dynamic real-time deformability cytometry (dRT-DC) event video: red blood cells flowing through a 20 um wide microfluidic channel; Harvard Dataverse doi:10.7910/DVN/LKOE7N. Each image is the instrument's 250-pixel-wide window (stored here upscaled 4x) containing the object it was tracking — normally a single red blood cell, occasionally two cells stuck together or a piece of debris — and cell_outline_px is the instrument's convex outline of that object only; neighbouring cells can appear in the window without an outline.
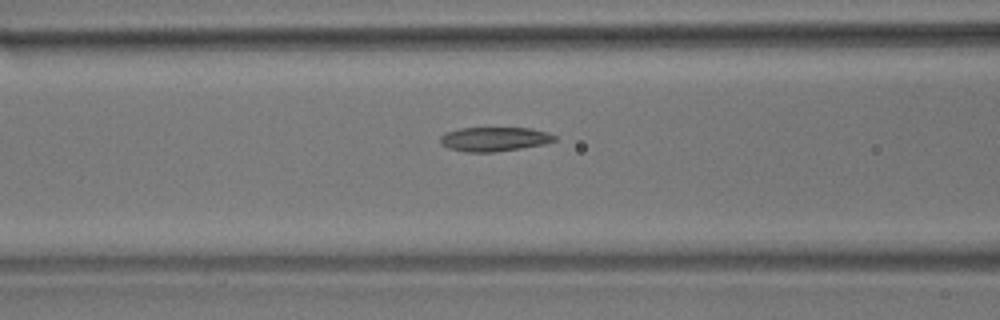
{"species": "common noctule bat (a hibernating species)", "species_latin": "Nyctalus noctula", "temperature_condition": "room temperature", "stored_images_in_passage": 34, "camera_frame_rate_fps": 3000, "um_per_image_px": 0.085, "animal": {"sex": "male", "body_mass_g": 17.9}, "frame": {"image": 1, "passage_image": 8, "time_ms": 2.333, "image_size_px": [1000, 320], "cell_outline_px": [[556, 140], [544, 144], [496, 152], [464, 152], [448, 148], [440, 144], [440, 136], [444, 132], [460, 128], [528, 128], [548, 132], [556, 136]], "centroid_in_image_um": [41.97, 11.82], "position_along_channel_um": 124.6, "area_um2": 16.24}}
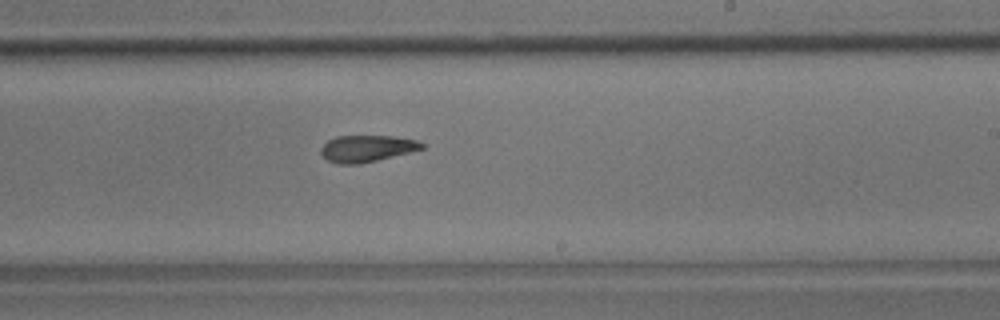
{"frame": {"image": 2, "passage_image": 19, "time_ms": 6.0, "image_size_px": [1000, 320], "cell_outline_px": [[424, 148], [360, 164], [336, 164], [328, 160], [320, 152], [320, 148], [328, 140], [336, 136], [392, 136], [416, 140], [424, 144]], "centroid_in_image_um": [31.14, 12.62], "position_along_channel_um": 257.9, "area_um2": 15.49}}
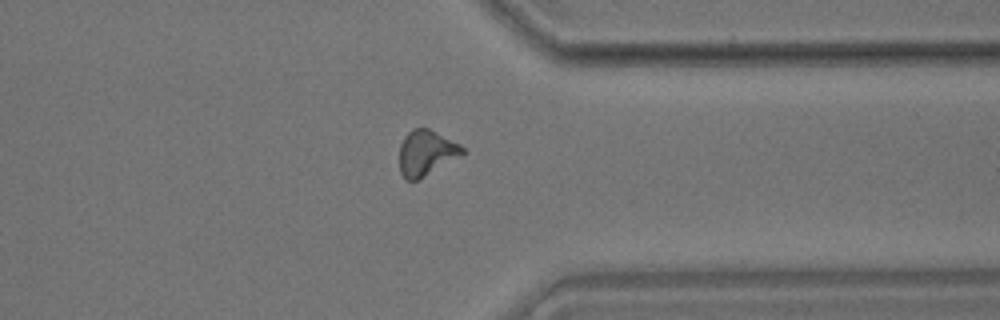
{"frame": {"image": 3, "passage_image": 29, "time_ms": 9.333, "image_size_px": [1000, 320], "cell_outline_px": [[468, 152], [416, 180], [408, 180], [400, 172], [400, 144], [404, 136], [412, 128], [428, 128], [460, 144]], "centroid_in_image_um": [36.24, 12.96], "position_along_channel_um": 375.2, "area_um2": 16.47}, "authors_computed_cell_mechanics": {"area_um2": 16.2996, "velocity_mm_per_s": 3.6403, "shape_relaxation_time_tau1_ms": null, "shape_relaxation_time_tau2_ms": 3.4247, "deformation_change_tau1": null, "deformation_change_tau2": 0.1002}}